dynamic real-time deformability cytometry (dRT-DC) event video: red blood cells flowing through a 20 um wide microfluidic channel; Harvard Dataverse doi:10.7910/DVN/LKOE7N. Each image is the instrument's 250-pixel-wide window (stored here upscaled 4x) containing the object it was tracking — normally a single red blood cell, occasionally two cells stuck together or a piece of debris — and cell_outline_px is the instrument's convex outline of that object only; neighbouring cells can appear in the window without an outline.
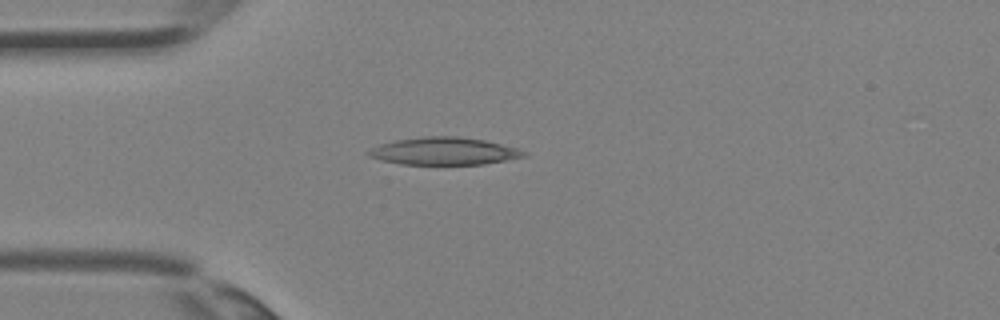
{"species": "Egyptian fruit bat (a non-hibernating species)", "species_latin": "Rousettus aegyptiacus", "temperature_condition": "room temperature", "stored_images_in_passage": 27, "camera_frame_rate_fps": 3000, "um_per_image_px": 0.085, "animal": {"sex": "female"}, "frame": {"image": 1, "passage_image": 1, "time_ms": 0.0, "image_size_px": [1000, 320], "cell_outline_px": [[528, 156], [484, 164], [400, 164], [380, 160], [368, 156], [364, 152], [380, 144], [396, 140], [424, 136], [460, 136], [484, 140], [516, 148], [528, 152]], "centroid_in_image_um": [37.73, 12.85], "position_along_channel_um": 47.3, "area_um2": 24.91}}
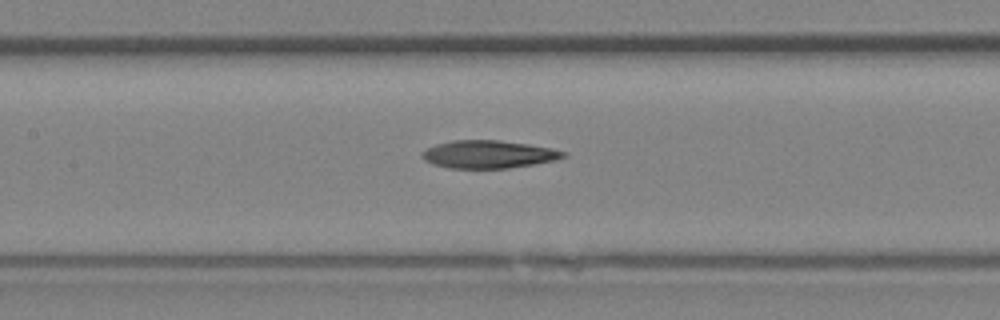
{"frame": {"image": 2, "passage_image": 8, "time_ms": 2.333, "image_size_px": [1000, 320], "cell_outline_px": [[568, 156], [556, 160], [508, 168], [448, 168], [432, 164], [424, 160], [420, 156], [420, 152], [436, 144], [452, 140], [500, 140], [528, 144], [552, 148], [568, 152]], "centroid_in_image_um": [41.52, 13.11], "position_along_channel_um": 165.9, "area_um2": 23.06}}
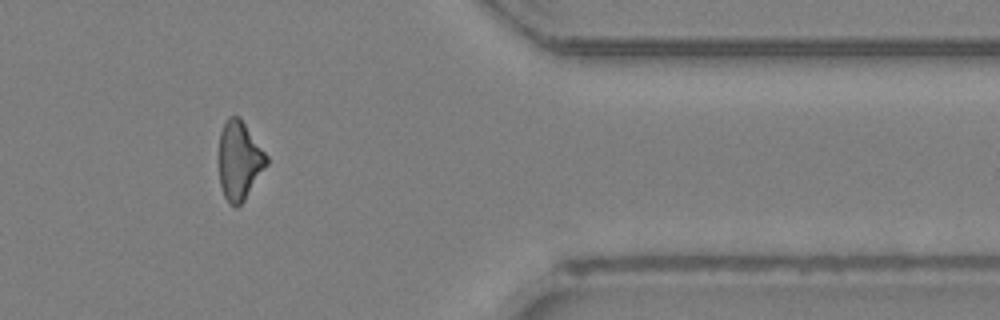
{"frame": {"image": 3, "passage_image": 21, "time_ms": 6.667, "image_size_px": [1000, 320], "cell_outline_px": [[268, 164], [244, 200], [236, 208], [228, 204], [224, 196], [220, 184], [216, 160], [220, 132], [224, 120], [228, 116], [240, 116], [268, 156]], "centroid_in_image_um": [20.29, 13.62], "position_along_channel_um": 391.1, "area_um2": 22.66}}